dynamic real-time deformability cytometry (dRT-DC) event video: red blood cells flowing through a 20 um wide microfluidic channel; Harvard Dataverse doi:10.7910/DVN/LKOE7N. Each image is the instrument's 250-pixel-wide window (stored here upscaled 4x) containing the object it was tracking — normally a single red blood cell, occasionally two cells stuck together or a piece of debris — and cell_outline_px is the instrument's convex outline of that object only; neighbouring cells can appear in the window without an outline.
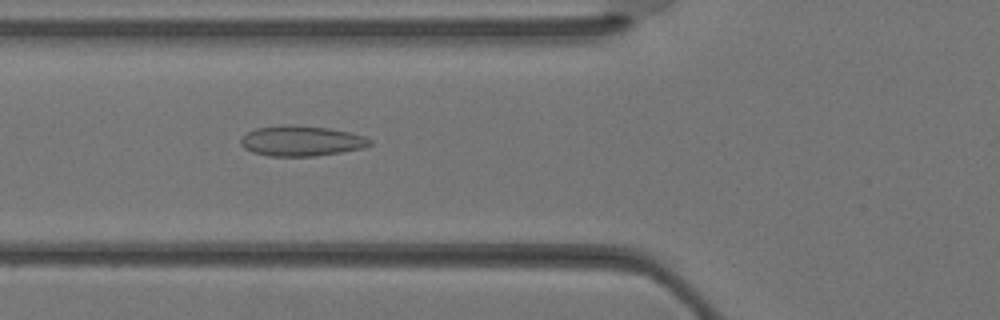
{"species": "Egyptian fruit bat (a non-hibernating species)", "species_latin": "Rousettus aegyptiacus", "temperature_condition": "warm", "stored_images_in_passage": 36, "camera_frame_rate_fps": 3000, "um_per_image_px": 0.085, "animal": {"sex": "female"}, "frame": {"image": 1, "passage_image": 13, "time_ms": 4.0, "image_size_px": [1000, 320], "cell_outline_px": [[372, 144], [364, 148], [316, 156], [268, 156], [252, 152], [244, 148], [240, 144], [240, 140], [248, 132], [256, 128], [288, 124], [292, 124], [328, 128], [348, 132], [364, 136], [372, 140]], "centroid_in_image_um": [25.61, 11.98], "position_along_channel_um": 100.2, "area_um2": 22.83}}
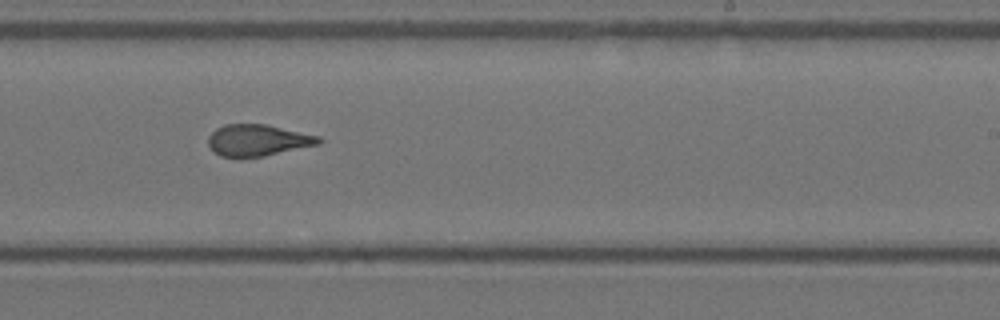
{"frame": {"image": 2, "passage_image": 22, "time_ms": 7.0, "image_size_px": [1000, 320], "cell_outline_px": [[324, 140], [320, 144], [264, 156], [240, 160], [220, 156], [208, 144], [208, 136], [216, 128], [224, 124], [268, 124], [320, 136]], "centroid_in_image_um": [21.91, 11.94], "position_along_channel_um": 267.1, "area_um2": 20.87}}
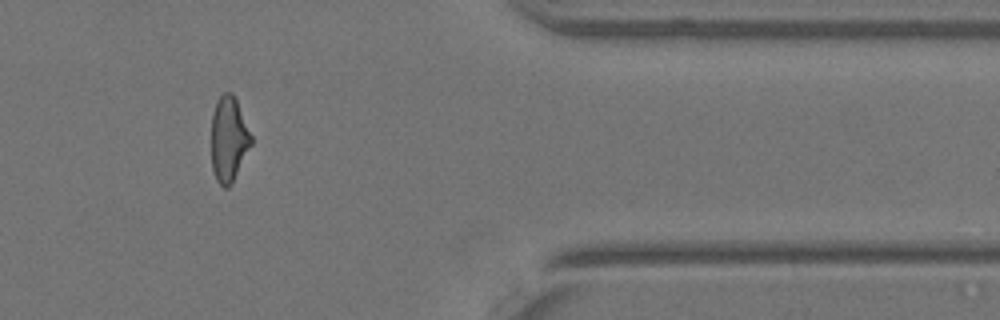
{"frame": {"image": 3, "passage_image": 30, "time_ms": 9.667, "image_size_px": [1000, 320], "cell_outline_px": [[252, 144], [232, 184], [228, 188], [224, 188], [216, 180], [212, 168], [212, 112], [216, 100], [224, 92], [232, 92], [236, 100], [252, 136]], "centroid_in_image_um": [19.44, 11.84], "position_along_channel_um": 392.0, "area_um2": 19.83}}